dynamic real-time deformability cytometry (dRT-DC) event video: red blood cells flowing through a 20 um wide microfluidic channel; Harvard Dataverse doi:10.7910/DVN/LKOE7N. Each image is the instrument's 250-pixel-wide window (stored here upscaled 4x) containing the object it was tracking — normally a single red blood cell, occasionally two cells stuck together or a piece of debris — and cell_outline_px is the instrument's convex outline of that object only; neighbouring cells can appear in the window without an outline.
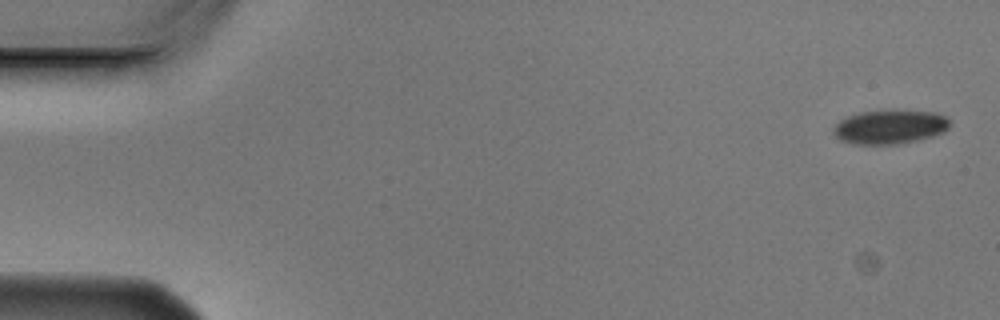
{"species": "Egyptian fruit bat (a non-hibernating species)", "species_latin": "Rousettus aegyptiacus", "temperature_condition": "cold", "stored_images_in_passage": 6, "camera_frame_rate_fps": 3000, "um_per_image_px": 0.085, "animal": {"sex": "male"}, "frame": {"image": 1, "passage_image": 1, "time_ms": 0.0, "image_size_px": [1000, 320], "cell_outline_px": [[948, 128], [944, 132], [932, 136], [916, 140], [896, 144], [852, 144], [840, 140], [832, 132], [832, 128], [840, 120], [848, 116], [860, 112], [936, 112], [948, 116]], "centroid_in_image_um": [75.61, 10.81], "position_along_channel_um": 9.4, "area_um2": 22.54}}
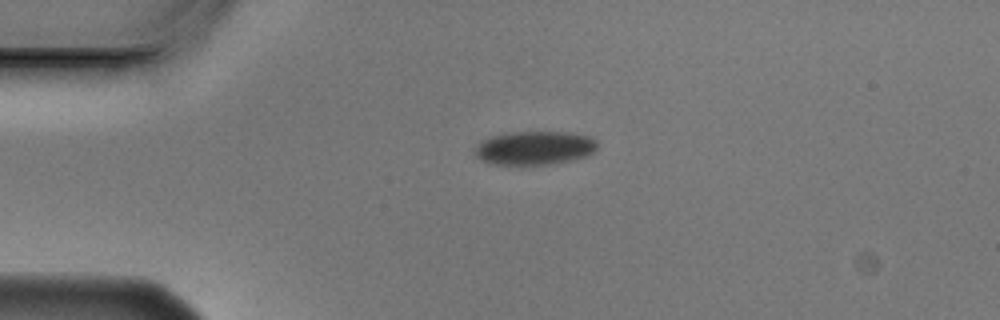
{"frame": {"image": 2, "passage_image": 4, "time_ms": 1.0, "image_size_px": [1000, 320], "cell_outline_px": [[596, 148], [588, 156], [548, 164], [492, 164], [480, 160], [476, 156], [476, 148], [484, 140], [492, 136], [508, 132], [572, 132], [592, 136], [596, 140]], "centroid_in_image_um": [45.47, 12.56], "position_along_channel_um": 39.5, "area_um2": 23.81}}
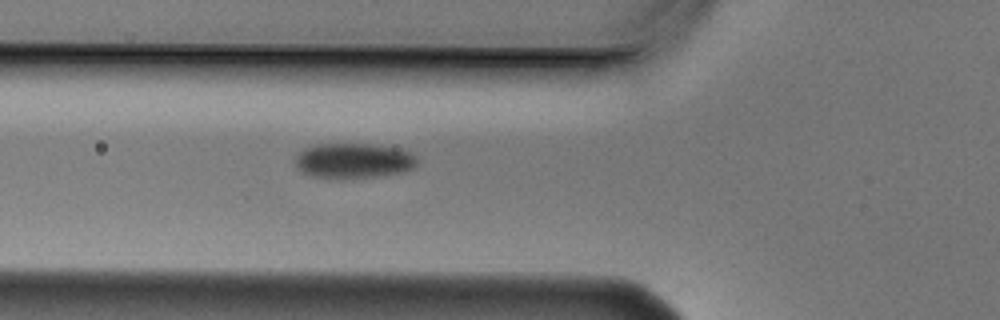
{"frame": {"image": 3, "passage_image": 6, "time_ms": 1.667, "image_size_px": [1000, 320], "cell_outline_px": [[416, 164], [412, 168], [400, 172], [384, 176], [340, 180], [328, 180], [312, 176], [300, 172], [296, 168], [296, 156], [304, 148], [320, 144], [372, 144], [396, 148], [408, 152], [416, 156]], "centroid_in_image_um": [29.99, 13.7], "position_along_channel_um": 95.8, "area_um2": 25.43}}